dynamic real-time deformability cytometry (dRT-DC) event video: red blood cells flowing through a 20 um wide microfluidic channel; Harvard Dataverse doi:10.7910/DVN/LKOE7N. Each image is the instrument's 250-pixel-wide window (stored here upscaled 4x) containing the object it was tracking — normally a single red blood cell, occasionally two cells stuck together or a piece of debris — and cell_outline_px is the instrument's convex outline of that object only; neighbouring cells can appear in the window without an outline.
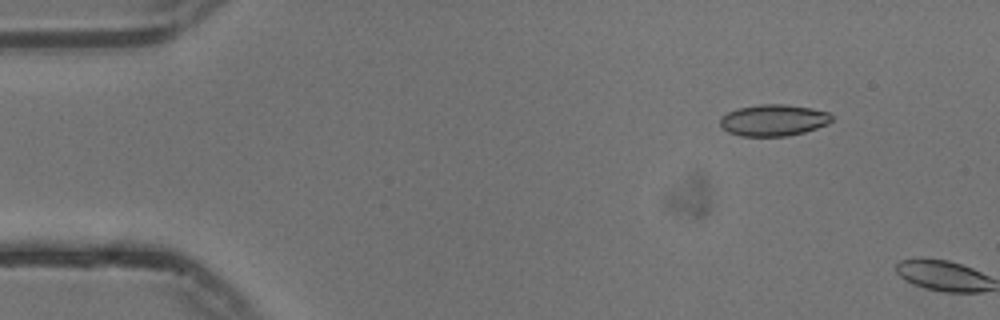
{"species": "common noctule bat (a hibernating species)", "species_latin": "Nyctalus noctula", "temperature_condition": "cold", "stored_images_in_passage": 4, "camera_frame_rate_fps": 3000, "um_per_image_px": 0.085, "animal": {"sex": "male", "body_mass_g": 13.3}, "frame": {"image": 1, "passage_image": 4, "time_ms": 1.0, "image_size_px": [1000, 320], "cell_outline_px": [[832, 120], [828, 124], [804, 132], [788, 136], [740, 136], [728, 132], [720, 124], [720, 116], [728, 112], [740, 108], [760, 104], [784, 104], [812, 108], [828, 112], [832, 116]], "centroid_in_image_um": [65.75, 10.22], "position_along_channel_um": 19.2, "area_um2": 20.46}}